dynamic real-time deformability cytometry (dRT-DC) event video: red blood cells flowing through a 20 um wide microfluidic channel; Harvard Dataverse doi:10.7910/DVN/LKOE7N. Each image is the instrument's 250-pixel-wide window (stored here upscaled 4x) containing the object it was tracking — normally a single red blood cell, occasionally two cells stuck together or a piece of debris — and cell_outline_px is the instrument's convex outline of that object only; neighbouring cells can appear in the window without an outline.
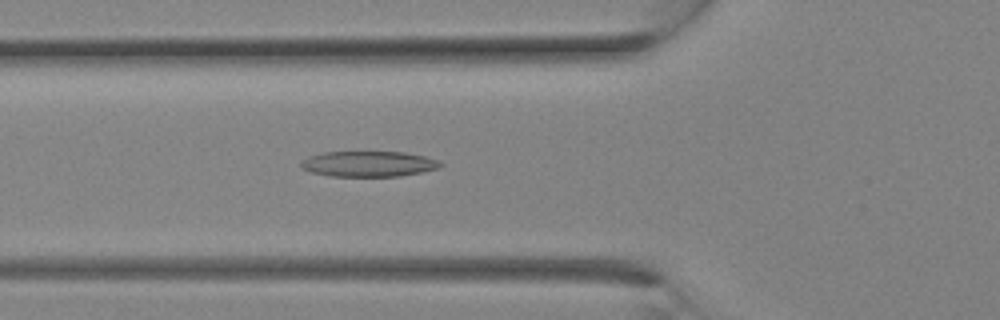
{"species": "Egyptian fruit bat (a non-hibernating species)", "species_latin": "Rousettus aegyptiacus", "temperature_condition": "room temperature", "stored_images_in_passage": 27, "camera_frame_rate_fps": 3000, "um_per_image_px": 0.085, "animal": {"sex": "female"}, "frame": {"image": 1, "passage_image": 10, "time_ms": 3.0, "image_size_px": [1000, 320], "cell_outline_px": [[444, 164], [440, 168], [400, 176], [328, 176], [312, 172], [300, 168], [300, 164], [308, 156], [324, 152], [404, 152], [424, 156], [440, 160]], "centroid_in_image_um": [31.35, 13.93], "position_along_channel_um": 94.5, "area_um2": 20.81}}
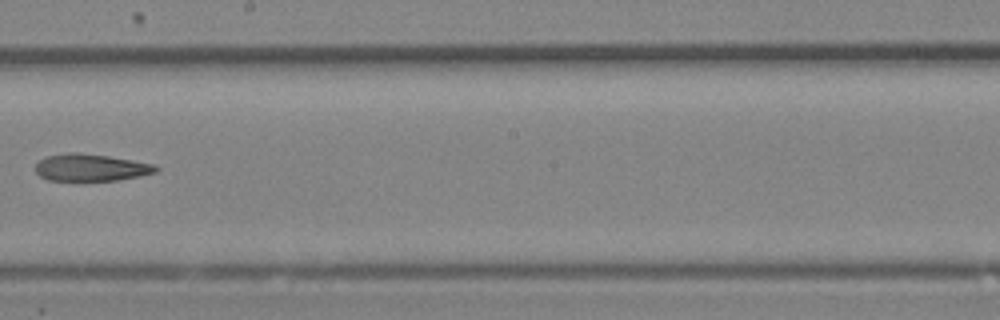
{"frame": {"image": 2, "passage_image": 16, "time_ms": 5.0, "image_size_px": [1000, 320], "cell_outline_px": [[160, 168], [156, 172], [140, 176], [116, 180], [48, 180], [40, 176], [36, 172], [36, 164], [40, 160], [48, 156], [68, 152], [80, 152], [108, 156], [156, 164]], "centroid_in_image_um": [7.75, 14.23], "position_along_channel_um": 240.4, "area_um2": 18.96}}
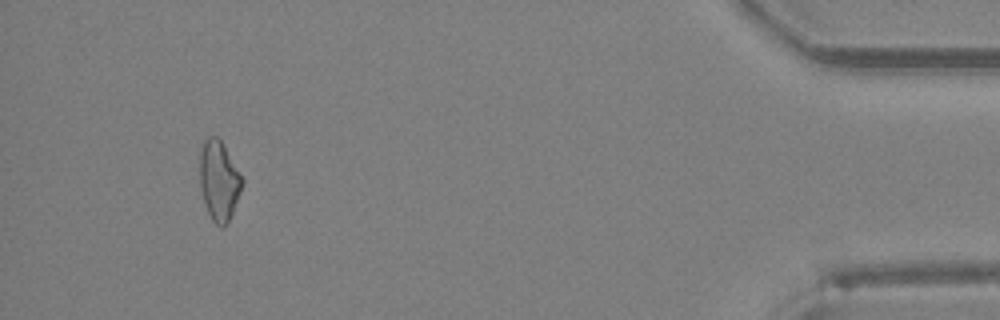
{"frame": {"image": 3, "passage_image": 26, "time_ms": 8.333, "image_size_px": [1000, 320], "cell_outline_px": [[244, 180], [240, 192], [228, 224], [224, 228], [220, 228], [212, 220], [208, 212], [200, 188], [200, 152], [204, 140], [208, 136], [216, 136], [224, 144]], "centroid_in_image_um": [18.62, 15.36], "position_along_channel_um": 416.6, "area_um2": 19.71}}